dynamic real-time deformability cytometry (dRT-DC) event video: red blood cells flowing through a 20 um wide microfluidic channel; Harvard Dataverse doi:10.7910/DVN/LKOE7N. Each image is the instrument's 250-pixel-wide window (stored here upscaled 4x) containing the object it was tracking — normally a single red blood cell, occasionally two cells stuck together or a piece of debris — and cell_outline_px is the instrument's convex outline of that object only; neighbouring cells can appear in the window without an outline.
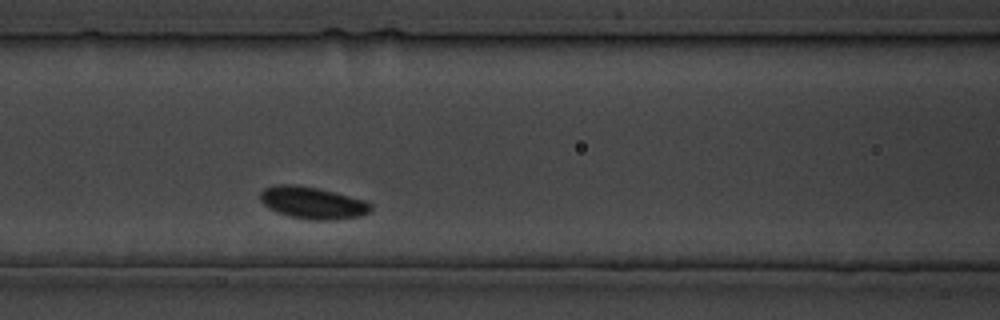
{"species": "common noctule bat (a hibernating species)", "species_latin": "Nyctalus noctula", "temperature_condition": "cold", "stored_images_in_passage": 15, "camera_frame_rate_fps": 3000, "um_per_image_px": 0.085, "animal": {"sex": "male", "body_mass_g": 19.5, "forearm_length_mm": 54.6}, "frame": {"image": 1, "passage_image": 5, "time_ms": 4.667, "image_size_px": [1000, 320], "cell_outline_px": [[372, 208], [368, 212], [360, 216], [332, 220], [312, 220], [292, 216], [268, 208], [260, 200], [260, 192], [264, 188], [276, 184], [296, 184], [316, 188], [364, 200], [372, 204]], "centroid_in_image_um": [26.55, 17.23], "position_along_channel_um": 140.1, "area_um2": 20.35}}